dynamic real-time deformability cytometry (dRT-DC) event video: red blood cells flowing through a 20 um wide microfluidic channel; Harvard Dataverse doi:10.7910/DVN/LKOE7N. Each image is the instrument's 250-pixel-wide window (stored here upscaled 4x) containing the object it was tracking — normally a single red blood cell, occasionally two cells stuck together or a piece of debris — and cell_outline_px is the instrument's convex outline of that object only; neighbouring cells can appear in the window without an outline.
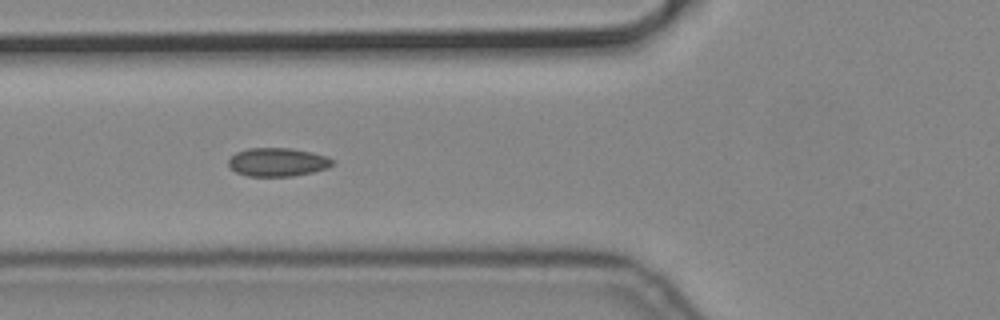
{"species": "common noctule bat (a hibernating species)", "species_latin": "Nyctalus noctula", "temperature_condition": "cold", "stored_images_in_passage": 9, "camera_frame_rate_fps": 3000, "um_per_image_px": 0.085, "animal": {"sex": "male", "body_mass_g": 19.2, "forearm_length_mm": 51.8}, "frame": {"image": 1, "passage_image": 6, "time_ms": 1.667, "image_size_px": [1000, 320], "cell_outline_px": [[336, 160], [328, 168], [312, 172], [292, 176], [248, 176], [236, 172], [228, 164], [228, 160], [236, 152], [248, 148], [292, 148], [312, 152], [328, 156]], "centroid_in_image_um": [23.63, 13.77], "position_along_channel_um": 102.2, "area_um2": 17.34}}
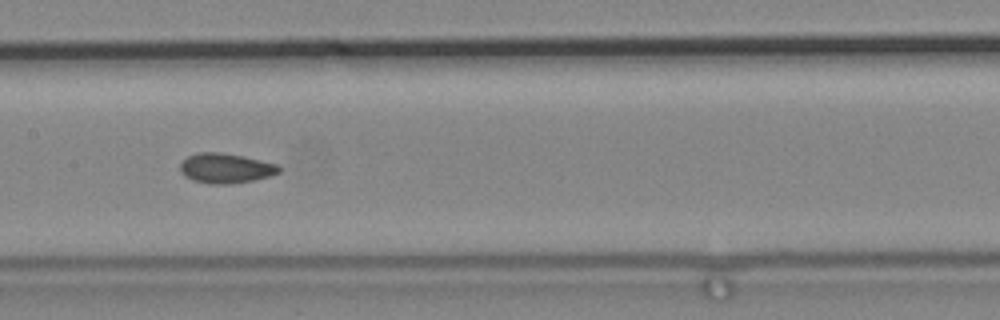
{"frame": {"image": 2, "passage_image": 8, "time_ms": 2.333, "image_size_px": [1000, 320], "cell_outline_px": [[280, 172], [272, 176], [232, 184], [212, 184], [192, 180], [184, 176], [180, 172], [180, 164], [188, 156], [196, 152], [220, 152], [244, 156], [276, 164], [280, 168]], "centroid_in_image_um": [19.17, 14.3], "position_along_channel_um": 188.2, "area_um2": 17.28}}
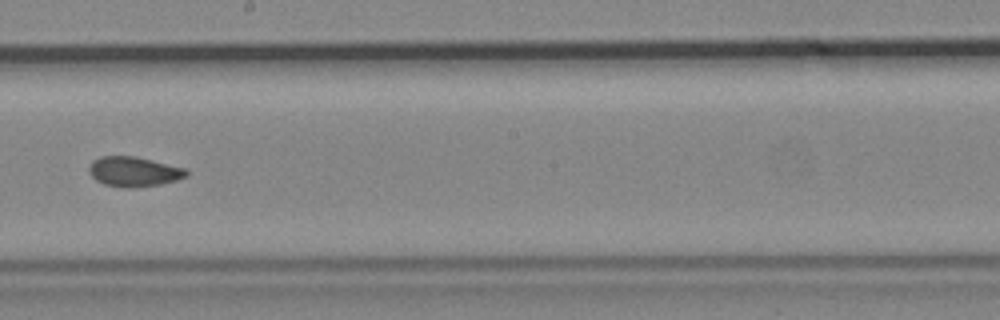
{"frame": {"image": 3, "passage_image": 9, "time_ms": 2.667, "image_size_px": [1000, 320], "cell_outline_px": [[188, 176], [176, 180], [160, 184], [132, 188], [124, 188], [104, 184], [96, 180], [88, 172], [88, 168], [92, 160], [100, 156], [136, 156], [184, 168], [188, 172]], "centroid_in_image_um": [11.34, 14.59], "position_along_channel_um": 236.9, "area_um2": 16.99}}